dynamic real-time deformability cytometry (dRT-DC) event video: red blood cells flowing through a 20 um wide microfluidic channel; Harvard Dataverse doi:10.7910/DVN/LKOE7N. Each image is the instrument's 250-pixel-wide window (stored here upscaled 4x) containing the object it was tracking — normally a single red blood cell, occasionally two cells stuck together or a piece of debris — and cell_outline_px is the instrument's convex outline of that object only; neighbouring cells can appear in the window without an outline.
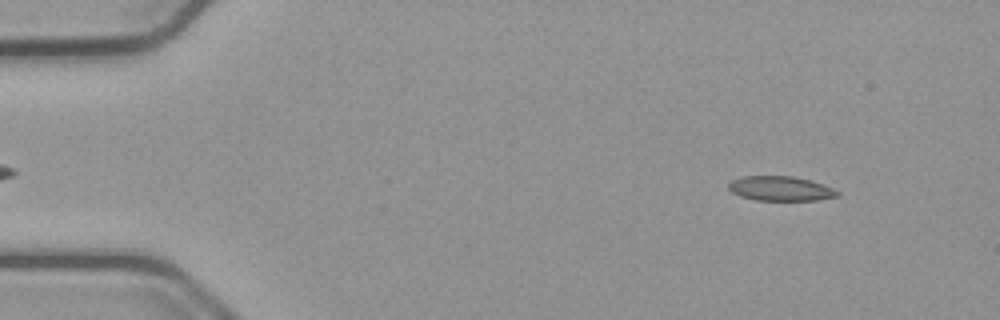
{"species": "common noctule bat (a hibernating species)", "species_latin": "Nyctalus noctula", "temperature_condition": "cold", "stored_images_in_passage": 53, "camera_frame_rate_fps": 3000, "um_per_image_px": 0.085, "animal": {"sex": "male", "body_mass_g": 23.1, "forearm_length_mm": 52.7}, "frame": {"image": 1, "passage_image": 5, "time_ms": 1.333, "image_size_px": [1000, 320], "cell_outline_px": [[840, 192], [836, 196], [816, 200], [756, 200], [740, 196], [732, 192], [728, 188], [728, 184], [732, 180], [740, 176], [792, 176], [808, 180], [832, 188]], "centroid_in_image_um": [66.28, 16.02], "position_along_channel_um": 18.7, "area_um2": 15.37}}
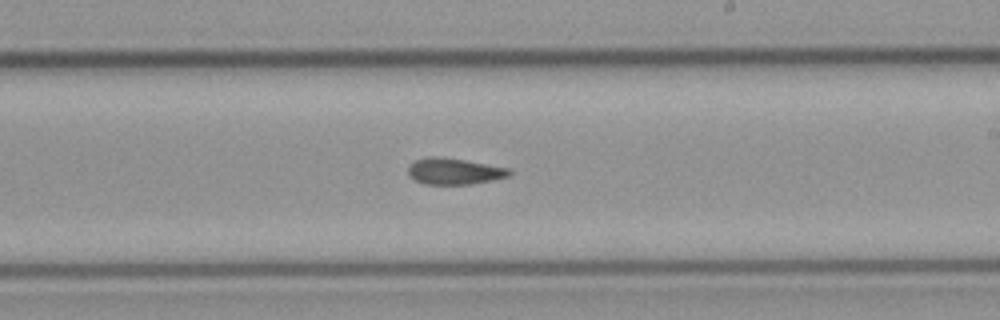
{"frame": {"image": 2, "passage_image": 31, "time_ms": 10.0, "image_size_px": [1000, 320], "cell_outline_px": [[512, 172], [508, 176], [492, 180], [472, 184], [424, 184], [416, 180], [408, 172], [408, 168], [416, 160], [428, 156], [440, 156], [512, 168]], "centroid_in_image_um": [38.65, 14.55], "position_along_channel_um": 250.3, "area_um2": 15.43}}
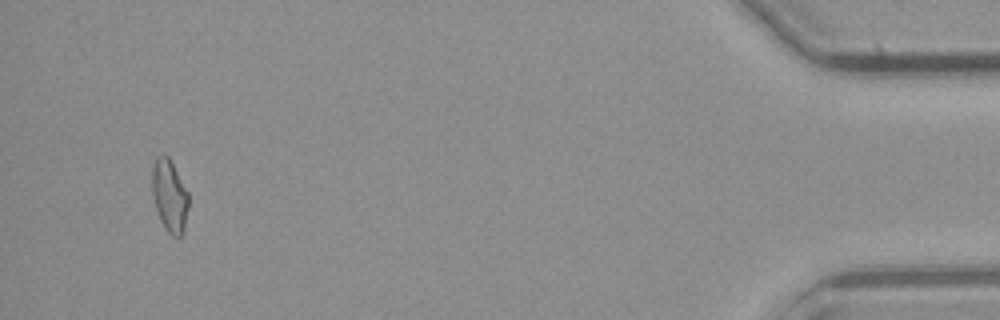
{"frame": {"image": 3, "passage_image": 51, "time_ms": 16.667, "image_size_px": [1000, 320], "cell_outline_px": [[188, 208], [184, 232], [180, 236], [172, 236], [164, 228], [160, 220], [156, 208], [152, 192], [152, 168], [156, 156], [164, 152], [168, 156], [188, 192]], "centroid_in_image_um": [14.41, 16.63], "position_along_channel_um": 420.8, "area_um2": 15.43}, "authors_computed_cell_mechanics": {"area_um2": 15.606, "velocity_mm_per_s": 3.7762, "shape_relaxation_time_tau1_ms": null, "shape_relaxation_time_tau2_ms": 7.5561, "deformation_change_tau1": null, "deformation_change_tau2": 0.1369}}